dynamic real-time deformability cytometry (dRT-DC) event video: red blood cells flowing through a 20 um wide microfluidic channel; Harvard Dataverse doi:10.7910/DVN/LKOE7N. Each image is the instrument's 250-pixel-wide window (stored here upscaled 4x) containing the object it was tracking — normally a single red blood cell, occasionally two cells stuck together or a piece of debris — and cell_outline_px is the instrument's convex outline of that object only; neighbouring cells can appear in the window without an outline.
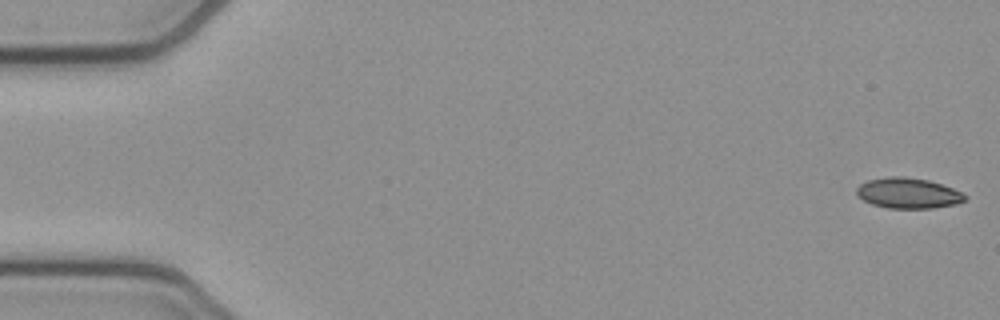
{"species": "common noctule bat (a hibernating species)", "species_latin": "Nyctalus noctula", "temperature_condition": "cold", "stored_images_in_passage": 47, "camera_frame_rate_fps": 3000, "um_per_image_px": 0.085, "animal": {"sex": "female", "body_mass_g": 21.9}, "frame": {"image": 1, "passage_image": 1, "time_ms": 0.0, "image_size_px": [1000, 320], "cell_outline_px": [[968, 196], [964, 200], [956, 204], [932, 208], [888, 208], [872, 204], [856, 196], [856, 188], [860, 184], [868, 180], [888, 176], [904, 176], [928, 180], [964, 192]], "centroid_in_image_um": [77.18, 16.41], "position_along_channel_um": 7.8, "area_um2": 19.36}}
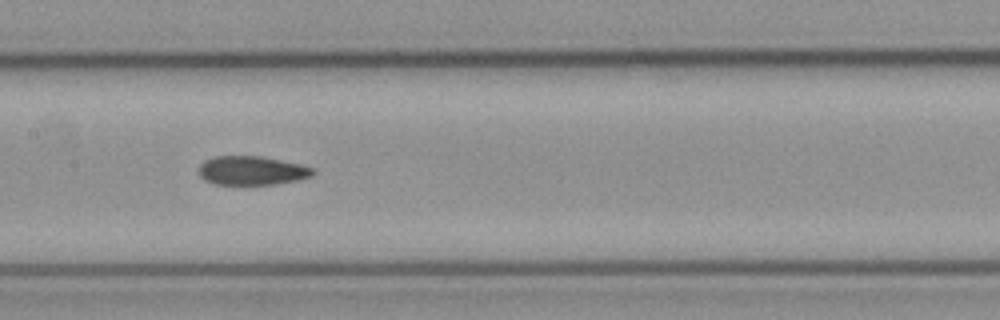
{"frame": {"image": 2, "passage_image": 26, "time_ms": 8.333, "image_size_px": [1000, 320], "cell_outline_px": [[316, 172], [312, 176], [300, 180], [276, 184], [216, 184], [204, 180], [196, 172], [200, 164], [204, 160], [216, 156], [260, 156], [304, 164], [312, 168]], "centroid_in_image_um": [21.41, 14.49], "position_along_channel_um": 186.0, "area_um2": 19.54}}
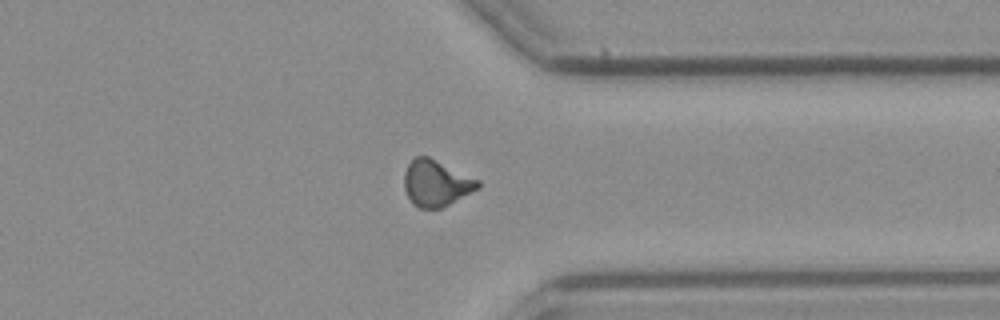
{"frame": {"image": 3, "passage_image": 41, "time_ms": 13.333, "image_size_px": [1000, 320], "cell_outline_px": [[480, 188], [440, 208], [416, 208], [412, 204], [404, 188], [404, 172], [408, 164], [416, 156], [428, 156], [480, 180]], "centroid_in_image_um": [37.06, 15.57], "position_along_channel_um": 374.3, "area_um2": 19.83}}